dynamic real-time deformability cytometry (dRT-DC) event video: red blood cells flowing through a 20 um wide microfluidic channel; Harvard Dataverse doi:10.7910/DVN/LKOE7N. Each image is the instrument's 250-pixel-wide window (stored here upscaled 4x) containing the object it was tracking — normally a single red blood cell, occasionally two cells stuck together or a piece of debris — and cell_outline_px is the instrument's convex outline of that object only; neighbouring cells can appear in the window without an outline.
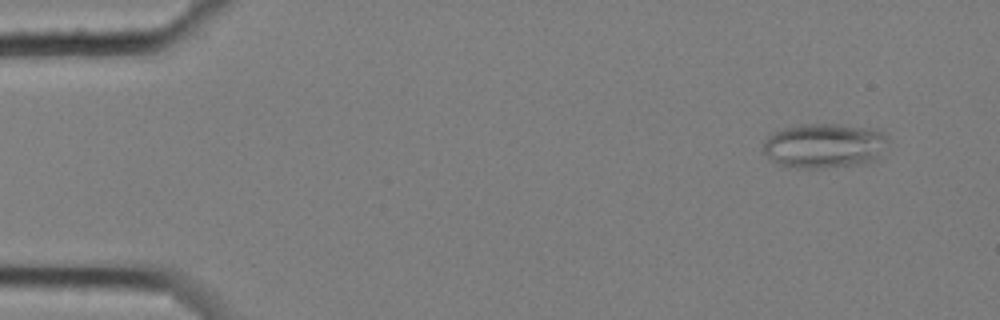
{"species": "common noctule bat (a hibernating species)", "species_latin": "Nyctalus noctula", "temperature_condition": "cold", "stored_images_in_passage": 4, "camera_frame_rate_fps": 3000, "um_per_image_px": 0.085, "animal": {"sex": "female", "body_mass_g": 25.1}, "frame": {"image": 1, "passage_image": 1, "time_ms": 0.0, "image_size_px": [1000, 320], "cell_outline_px": [[888, 136], [884, 156], [880, 160], [864, 164], [820, 168], [796, 168], [780, 164], [768, 156], [764, 152], [764, 140], [772, 132], [784, 128], [800, 124], [840, 124], [872, 128]], "centroid_in_image_um": [70.15, 12.39], "position_along_channel_um": 14.9, "area_um2": 33.0}}